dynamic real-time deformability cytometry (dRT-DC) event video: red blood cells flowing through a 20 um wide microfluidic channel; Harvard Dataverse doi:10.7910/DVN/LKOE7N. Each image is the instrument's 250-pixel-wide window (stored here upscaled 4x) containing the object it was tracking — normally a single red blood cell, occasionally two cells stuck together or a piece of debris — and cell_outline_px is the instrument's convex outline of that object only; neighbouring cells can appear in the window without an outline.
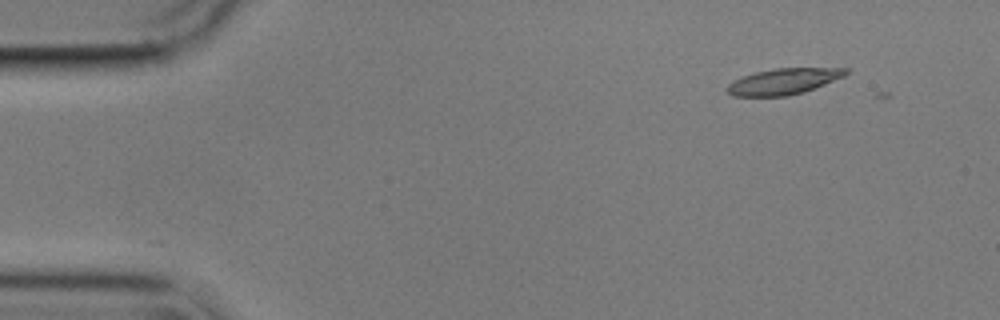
{"species": "common noctule bat (a hibernating species)", "species_latin": "Nyctalus noctula", "temperature_condition": "cold", "stored_images_in_passage": 2, "camera_frame_rate_fps": 3000, "um_per_image_px": 0.085, "animal": {"sex": "male", "body_mass_g": 17.9}, "frame": {"image": 1, "passage_image": 1, "time_ms": 0.0, "image_size_px": [1000, 320], "cell_outline_px": [[848, 72], [844, 76], [804, 92], [788, 96], [732, 96], [724, 88], [732, 80], [756, 72], [776, 68], [848, 68]], "centroid_in_image_um": [66.56, 6.92], "position_along_channel_um": 18.4, "area_um2": 17.92}}